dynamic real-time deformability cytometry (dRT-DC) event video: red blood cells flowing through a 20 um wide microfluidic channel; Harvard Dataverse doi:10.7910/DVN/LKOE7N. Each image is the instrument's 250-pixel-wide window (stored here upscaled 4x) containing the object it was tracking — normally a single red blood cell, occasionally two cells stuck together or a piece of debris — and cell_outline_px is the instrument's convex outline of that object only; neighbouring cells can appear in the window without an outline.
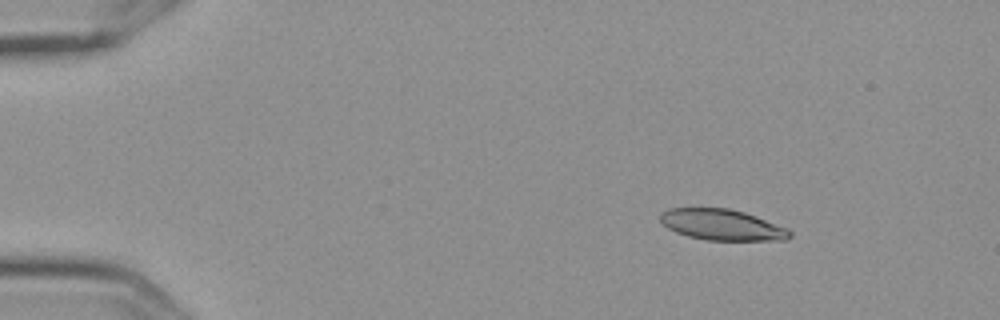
{"species": "Egyptian fruit bat (a non-hibernating species)", "species_latin": "Rousettus aegyptiacus", "temperature_condition": "cold", "stored_images_in_passage": 5, "camera_frame_rate_fps": 3000, "um_per_image_px": 0.085, "frame": {"image": 1, "passage_image": 2, "time_ms": 0.333, "image_size_px": [1000, 320], "cell_outline_px": [[792, 236], [788, 240], [708, 240], [688, 236], [676, 232], [668, 228], [660, 220], [660, 216], [668, 208], [728, 208], [744, 212], [756, 216], [788, 228], [792, 232]], "centroid_in_image_um": [61.42, 19.11], "position_along_channel_um": 23.6, "area_um2": 23.29}}